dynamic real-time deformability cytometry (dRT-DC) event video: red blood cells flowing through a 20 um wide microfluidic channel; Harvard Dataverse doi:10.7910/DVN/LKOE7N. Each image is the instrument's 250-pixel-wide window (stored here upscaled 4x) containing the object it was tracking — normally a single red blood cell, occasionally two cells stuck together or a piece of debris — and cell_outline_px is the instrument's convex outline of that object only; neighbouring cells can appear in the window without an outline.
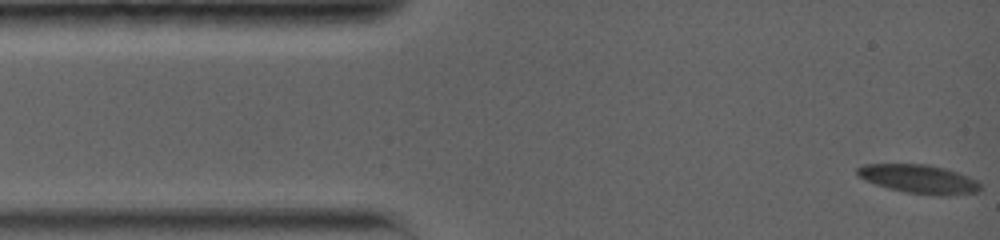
{"species": "common noctule bat (a hibernating species)", "species_latin": "Nyctalus noctula", "temperature_condition": "warm", "stored_images_in_passage": 29, "camera_frame_rate_fps": 5000, "um_per_image_px": 0.085, "animal": {"sex": "female", "body_mass_g": 19.0, "forearm_length_mm": 56.7}, "frame": {"image": 1, "passage_image": 1, "time_ms": 0.0, "image_size_px": [1000, 240], "cell_outline_px": [[980, 188], [976, 192], [940, 196], [904, 192], [888, 188], [864, 180], [856, 172], [856, 168], [864, 164], [928, 164], [960, 172], [976, 180], [980, 184]], "centroid_in_image_um": [78.1, 15.21], "position_along_channel_um": 6.9, "area_um2": 20.58}}
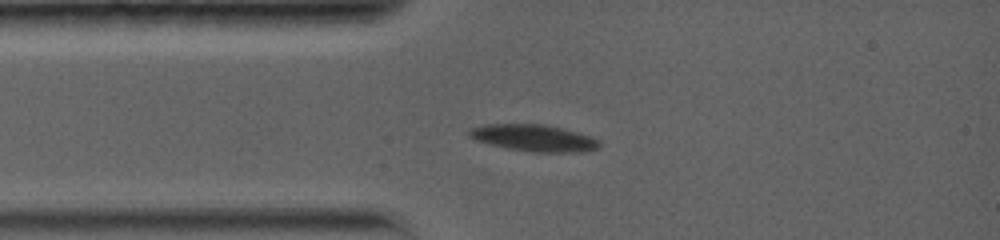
{"frame": {"image": 2, "passage_image": 25, "time_ms": 3.0, "image_size_px": [1000, 240], "cell_outline_px": [[600, 148], [584, 152], [532, 152], [508, 148], [488, 144], [476, 140], [468, 136], [468, 128], [480, 124], [544, 124], [564, 128], [580, 132], [592, 136], [600, 140]], "centroid_in_image_um": [45.4, 11.72], "position_along_channel_um": 39.6, "area_um2": 20.75}}